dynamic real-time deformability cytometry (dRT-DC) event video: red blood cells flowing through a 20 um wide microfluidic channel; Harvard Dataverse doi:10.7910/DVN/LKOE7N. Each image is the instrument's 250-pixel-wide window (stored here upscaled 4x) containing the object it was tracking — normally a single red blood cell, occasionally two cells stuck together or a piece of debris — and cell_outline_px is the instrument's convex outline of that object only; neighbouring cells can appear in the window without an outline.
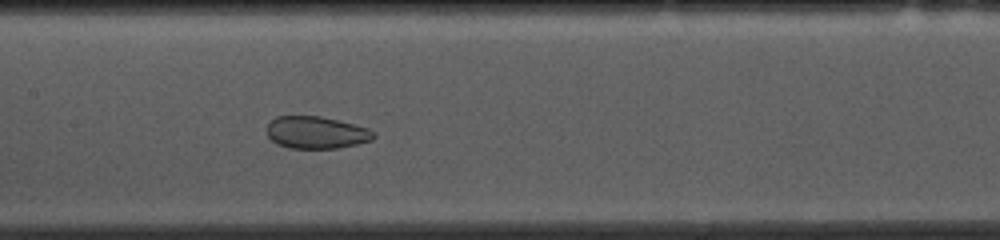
{"species": "common noctule bat (a hibernating species)", "species_latin": "Nyctalus noctula", "temperature_condition": "cold", "stored_images_in_passage": 54, "camera_frame_rate_fps": 3000, "um_per_image_px": 0.085, "animal": {"sex": "female", "body_mass_g": 10.0, "forearm_length_mm": 53.1}, "frame": {"image": 1, "passage_image": 25, "time_ms": 8.0, "image_size_px": [1000, 240], "cell_outline_px": [[376, 136], [372, 140], [356, 144], [336, 148], [288, 148], [276, 144], [268, 136], [268, 124], [276, 116], [320, 116], [368, 128], [376, 132]], "centroid_in_image_um": [26.89, 11.27], "position_along_channel_um": 180.5, "area_um2": 19.94}}
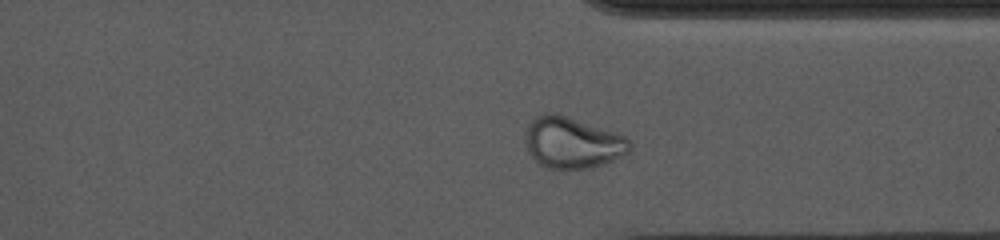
{"frame": {"image": 2, "passage_image": 40, "time_ms": 13.0, "image_size_px": [1000, 240], "cell_outline_px": [[628, 152], [612, 160], [588, 168], [544, 168], [528, 152], [524, 140], [528, 124], [536, 116], [544, 112], [552, 112], [616, 132], [628, 136]], "centroid_in_image_um": [48.6, 12.11], "position_along_channel_um": 362.8, "area_um2": 30.75}}
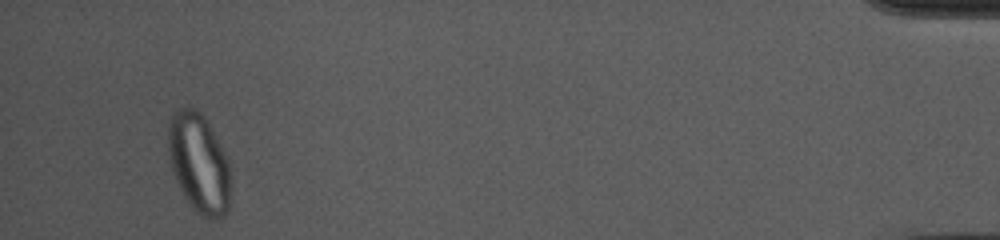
{"frame": {"image": 3, "passage_image": 51, "time_ms": 16.667, "image_size_px": [1000, 240], "cell_outline_px": [[228, 212], [224, 216], [212, 220], [208, 220], [200, 216], [192, 208], [184, 196], [176, 180], [172, 168], [168, 152], [168, 124], [172, 116], [180, 108], [196, 108], [204, 116], [228, 156]], "centroid_in_image_um": [16.9, 13.88], "position_along_channel_um": 418.3, "area_um2": 36.01}, "authors_computed_cell_mechanics": {"area_um2": 28.6688, "velocity_mm_per_s": 3.6657, "shape_relaxation_time_tau1_ms": null, "shape_relaxation_time_tau2_ms": 1.1515, "deformation_change_tau1": null, "deformation_change_tau2": 0.0545}}